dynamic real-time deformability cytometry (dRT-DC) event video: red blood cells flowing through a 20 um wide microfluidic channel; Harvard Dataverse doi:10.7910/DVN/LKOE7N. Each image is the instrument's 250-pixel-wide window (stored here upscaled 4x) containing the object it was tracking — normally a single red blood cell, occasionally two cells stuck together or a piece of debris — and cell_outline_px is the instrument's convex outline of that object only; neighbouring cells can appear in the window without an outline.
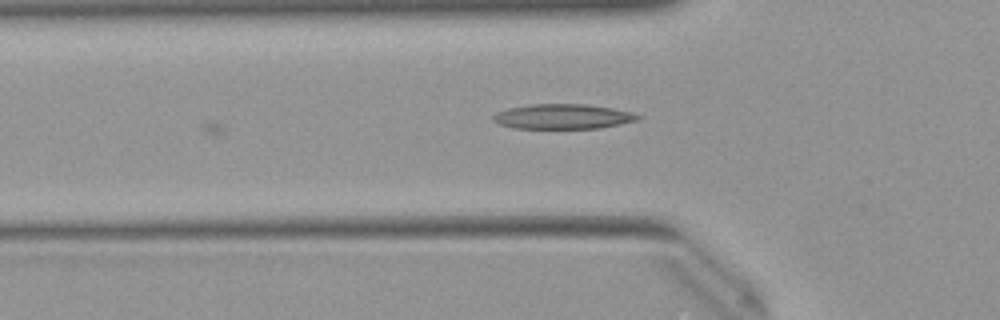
{"species": "Egyptian fruit bat (a non-hibernating species)", "species_latin": "Rousettus aegyptiacus", "temperature_condition": "warm", "stored_images_in_passage": 21, "camera_frame_rate_fps": 3000, "um_per_image_px": 0.085, "animal": {"sex": "female"}, "frame": {"image": 1, "passage_image": 21, "time_ms": 6.667, "image_size_px": [1000, 320], "cell_outline_px": [[640, 120], [600, 128], [512, 128], [500, 124], [492, 120], [492, 116], [496, 112], [508, 108], [528, 104], [584, 104], [612, 108], [632, 112], [640, 116]], "centroid_in_image_um": [47.82, 9.9], "position_along_channel_um": 78.0, "area_um2": 21.04}}